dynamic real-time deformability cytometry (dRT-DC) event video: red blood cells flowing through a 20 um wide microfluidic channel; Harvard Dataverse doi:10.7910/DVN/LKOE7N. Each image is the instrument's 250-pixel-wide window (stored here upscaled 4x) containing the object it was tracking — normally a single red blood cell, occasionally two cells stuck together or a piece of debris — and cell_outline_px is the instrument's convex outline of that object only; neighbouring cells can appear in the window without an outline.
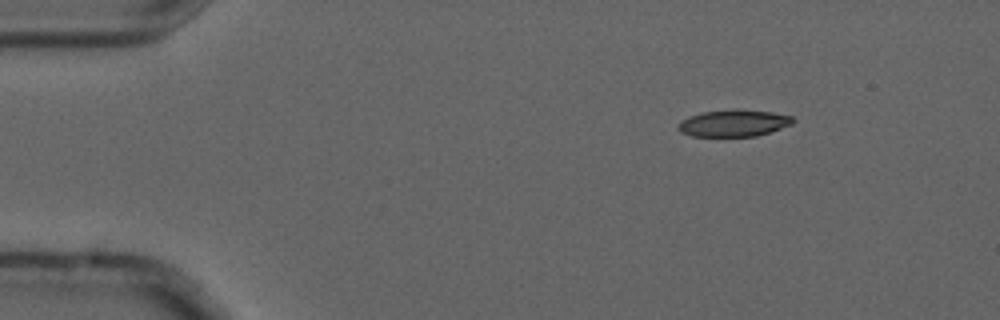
{"species": "common noctule bat (a hibernating species)", "species_latin": "Nyctalus noctula", "temperature_condition": "cold", "stored_images_in_passage": 5, "camera_frame_rate_fps": 3000, "um_per_image_px": 0.085, "animal": {"sex": "male", "forearm_length_mm": 52.5}, "frame": {"image": 1, "passage_image": 1, "time_ms": 0.0, "image_size_px": [1000, 320], "cell_outline_px": [[796, 120], [792, 124], [756, 136], [692, 136], [680, 132], [676, 128], [680, 120], [688, 116], [704, 112], [736, 108], [740, 108], [772, 112], [792, 116]], "centroid_in_image_um": [62.34, 10.45], "position_along_channel_um": 22.7, "area_um2": 18.15}}
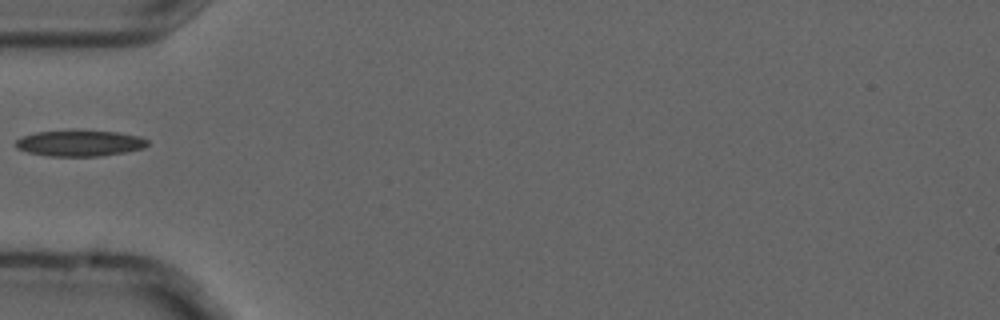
{"frame": {"image": 2, "passage_image": 4, "time_ms": 1.0, "image_size_px": [1000, 320], "cell_outline_px": [[148, 144], [144, 148], [124, 152], [100, 156], [48, 156], [28, 152], [16, 148], [12, 144], [20, 136], [36, 132], [72, 128], [120, 132], [140, 136], [148, 140]], "centroid_in_image_um": [6.73, 12.13], "position_along_channel_um": 78.3, "area_um2": 20.87}}
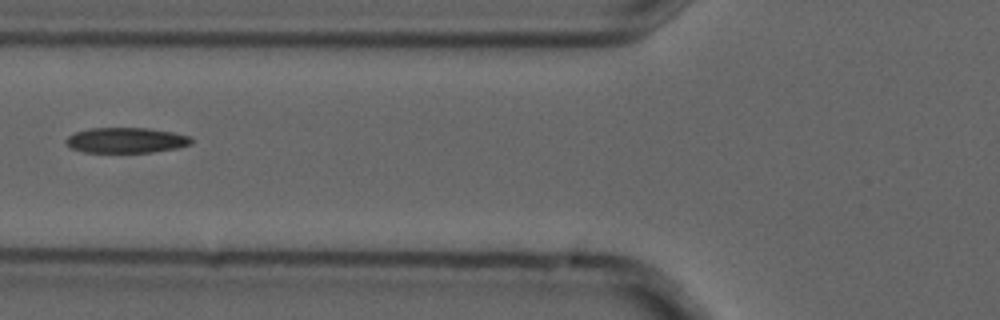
{"frame": {"image": 3, "passage_image": 5, "time_ms": 1.333, "image_size_px": [1000, 320], "cell_outline_px": [[192, 144], [180, 148], [152, 152], [84, 152], [72, 148], [64, 140], [68, 136], [76, 132], [92, 128], [148, 128], [172, 132], [192, 136]], "centroid_in_image_um": [10.78, 11.92], "position_along_channel_um": 115.0, "area_um2": 18.55}}